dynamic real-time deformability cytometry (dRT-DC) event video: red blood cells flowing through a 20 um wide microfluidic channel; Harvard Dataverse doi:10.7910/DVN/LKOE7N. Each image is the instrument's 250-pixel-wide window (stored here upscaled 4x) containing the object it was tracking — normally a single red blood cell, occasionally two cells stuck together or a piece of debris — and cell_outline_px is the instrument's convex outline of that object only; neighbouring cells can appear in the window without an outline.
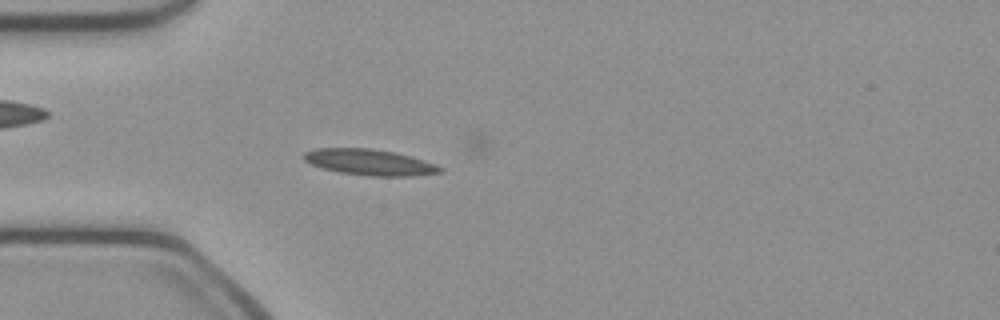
{"species": "common noctule bat (a hibernating species)", "species_latin": "Nyctalus noctula", "temperature_condition": "cold", "stored_images_in_passage": 51, "camera_frame_rate_fps": 3000, "um_per_image_px": 0.085, "animal": {"sex": "female", "body_mass_g": 21.9}, "frame": {"image": 1, "passage_image": 14, "time_ms": 4.333, "image_size_px": [1000, 320], "cell_outline_px": [[444, 172], [412, 176], [368, 176], [340, 172], [324, 168], [312, 164], [304, 160], [300, 156], [304, 152], [316, 148], [372, 148], [396, 152], [424, 160], [436, 164], [444, 168]], "centroid_in_image_um": [31.44, 13.78], "position_along_channel_um": 53.6, "area_um2": 20.81}}
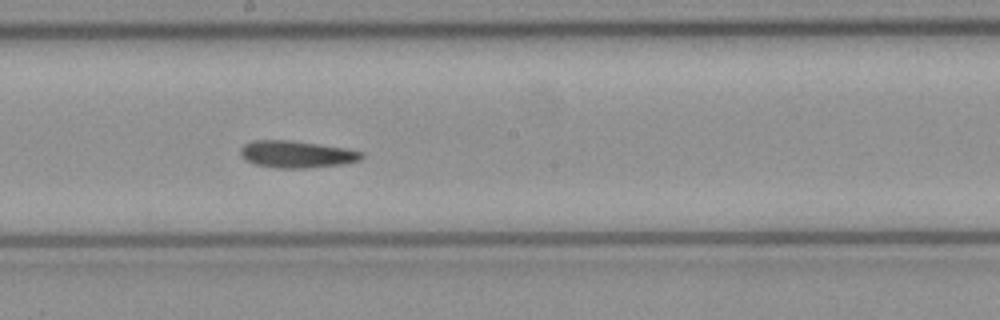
{"frame": {"image": 2, "passage_image": 27, "time_ms": 8.667, "image_size_px": [1000, 320], "cell_outline_px": [[364, 156], [360, 160], [344, 164], [308, 168], [276, 168], [256, 164], [248, 160], [240, 152], [240, 148], [244, 144], [252, 140], [288, 140], [344, 148], [364, 152]], "centroid_in_image_um": [25.24, 13.11], "position_along_channel_um": 223.0, "area_um2": 18.9}}
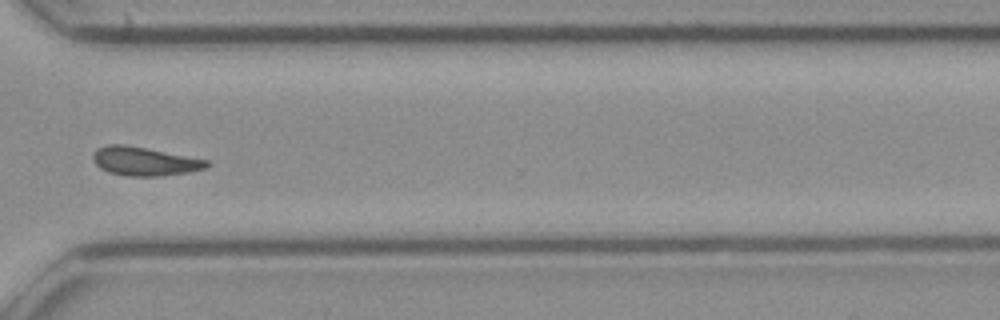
{"frame": {"image": 3, "passage_image": 37, "time_ms": 12.0, "image_size_px": [1000, 320], "cell_outline_px": [[212, 164], [204, 168], [188, 172], [160, 176], [128, 176], [108, 172], [100, 168], [92, 160], [92, 156], [96, 148], [108, 144], [124, 144], [208, 160]], "centroid_in_image_um": [12.24, 13.71], "position_along_channel_um": 358.4, "area_um2": 18.96}}